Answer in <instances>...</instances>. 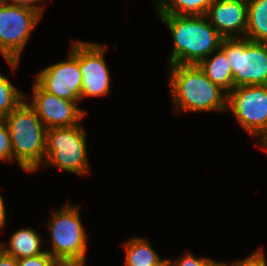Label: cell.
Masks as SVG:
<instances>
[{
    "label": "cell",
    "instance_id": "12",
    "mask_svg": "<svg viewBox=\"0 0 267 266\" xmlns=\"http://www.w3.org/2000/svg\"><path fill=\"white\" fill-rule=\"evenodd\" d=\"M205 16L223 38H238L242 34L245 37L247 1L213 0Z\"/></svg>",
    "mask_w": 267,
    "mask_h": 266
},
{
    "label": "cell",
    "instance_id": "15",
    "mask_svg": "<svg viewBox=\"0 0 267 266\" xmlns=\"http://www.w3.org/2000/svg\"><path fill=\"white\" fill-rule=\"evenodd\" d=\"M247 29L245 38L267 43V0L247 1Z\"/></svg>",
    "mask_w": 267,
    "mask_h": 266
},
{
    "label": "cell",
    "instance_id": "8",
    "mask_svg": "<svg viewBox=\"0 0 267 266\" xmlns=\"http://www.w3.org/2000/svg\"><path fill=\"white\" fill-rule=\"evenodd\" d=\"M231 110L245 131L252 136H260V143L265 139L267 136V85L235 87L228 93L227 111Z\"/></svg>",
    "mask_w": 267,
    "mask_h": 266
},
{
    "label": "cell",
    "instance_id": "14",
    "mask_svg": "<svg viewBox=\"0 0 267 266\" xmlns=\"http://www.w3.org/2000/svg\"><path fill=\"white\" fill-rule=\"evenodd\" d=\"M41 238V235L28 227L17 230L10 238L9 247L4 245V252L16 259L42 254L44 251L40 249Z\"/></svg>",
    "mask_w": 267,
    "mask_h": 266
},
{
    "label": "cell",
    "instance_id": "21",
    "mask_svg": "<svg viewBox=\"0 0 267 266\" xmlns=\"http://www.w3.org/2000/svg\"><path fill=\"white\" fill-rule=\"evenodd\" d=\"M211 261L209 258H196L188 253L174 262L172 261V266H208Z\"/></svg>",
    "mask_w": 267,
    "mask_h": 266
},
{
    "label": "cell",
    "instance_id": "29",
    "mask_svg": "<svg viewBox=\"0 0 267 266\" xmlns=\"http://www.w3.org/2000/svg\"><path fill=\"white\" fill-rule=\"evenodd\" d=\"M4 244L0 242V255L4 252Z\"/></svg>",
    "mask_w": 267,
    "mask_h": 266
},
{
    "label": "cell",
    "instance_id": "6",
    "mask_svg": "<svg viewBox=\"0 0 267 266\" xmlns=\"http://www.w3.org/2000/svg\"><path fill=\"white\" fill-rule=\"evenodd\" d=\"M220 48L229 60L234 87L267 85V43L224 38Z\"/></svg>",
    "mask_w": 267,
    "mask_h": 266
},
{
    "label": "cell",
    "instance_id": "25",
    "mask_svg": "<svg viewBox=\"0 0 267 266\" xmlns=\"http://www.w3.org/2000/svg\"><path fill=\"white\" fill-rule=\"evenodd\" d=\"M4 207L3 198L0 195V228H3L6 224V211Z\"/></svg>",
    "mask_w": 267,
    "mask_h": 266
},
{
    "label": "cell",
    "instance_id": "22",
    "mask_svg": "<svg viewBox=\"0 0 267 266\" xmlns=\"http://www.w3.org/2000/svg\"><path fill=\"white\" fill-rule=\"evenodd\" d=\"M232 266H267L265 261L264 252L259 249L251 256L241 261L234 262Z\"/></svg>",
    "mask_w": 267,
    "mask_h": 266
},
{
    "label": "cell",
    "instance_id": "9",
    "mask_svg": "<svg viewBox=\"0 0 267 266\" xmlns=\"http://www.w3.org/2000/svg\"><path fill=\"white\" fill-rule=\"evenodd\" d=\"M83 77L79 67V41H74L68 61H62L42 69L36 75V83L46 92L70 101L81 100Z\"/></svg>",
    "mask_w": 267,
    "mask_h": 266
},
{
    "label": "cell",
    "instance_id": "7",
    "mask_svg": "<svg viewBox=\"0 0 267 266\" xmlns=\"http://www.w3.org/2000/svg\"><path fill=\"white\" fill-rule=\"evenodd\" d=\"M41 17L33 9L0 1V52L13 71L20 63L21 53Z\"/></svg>",
    "mask_w": 267,
    "mask_h": 266
},
{
    "label": "cell",
    "instance_id": "10",
    "mask_svg": "<svg viewBox=\"0 0 267 266\" xmlns=\"http://www.w3.org/2000/svg\"><path fill=\"white\" fill-rule=\"evenodd\" d=\"M33 97L29 105L36 111L46 129L78 125L86 114L76 106L78 101H70L48 93L36 82L33 85Z\"/></svg>",
    "mask_w": 267,
    "mask_h": 266
},
{
    "label": "cell",
    "instance_id": "3",
    "mask_svg": "<svg viewBox=\"0 0 267 266\" xmlns=\"http://www.w3.org/2000/svg\"><path fill=\"white\" fill-rule=\"evenodd\" d=\"M3 119L9 130L13 159L23 170L35 171L45 161L46 127L25 100Z\"/></svg>",
    "mask_w": 267,
    "mask_h": 266
},
{
    "label": "cell",
    "instance_id": "28",
    "mask_svg": "<svg viewBox=\"0 0 267 266\" xmlns=\"http://www.w3.org/2000/svg\"><path fill=\"white\" fill-rule=\"evenodd\" d=\"M258 145H262V147H267V136L265 137L263 141H261V144H258Z\"/></svg>",
    "mask_w": 267,
    "mask_h": 266
},
{
    "label": "cell",
    "instance_id": "19",
    "mask_svg": "<svg viewBox=\"0 0 267 266\" xmlns=\"http://www.w3.org/2000/svg\"><path fill=\"white\" fill-rule=\"evenodd\" d=\"M0 160H13L11 138L8 127L3 118H0Z\"/></svg>",
    "mask_w": 267,
    "mask_h": 266
},
{
    "label": "cell",
    "instance_id": "13",
    "mask_svg": "<svg viewBox=\"0 0 267 266\" xmlns=\"http://www.w3.org/2000/svg\"><path fill=\"white\" fill-rule=\"evenodd\" d=\"M216 52L214 57L211 55L206 57L198 66L210 81L228 94L235 88L233 73L225 52L221 48Z\"/></svg>",
    "mask_w": 267,
    "mask_h": 266
},
{
    "label": "cell",
    "instance_id": "11",
    "mask_svg": "<svg viewBox=\"0 0 267 266\" xmlns=\"http://www.w3.org/2000/svg\"><path fill=\"white\" fill-rule=\"evenodd\" d=\"M105 47L79 41V67L83 82L81 98L103 96L109 93L110 74L104 60Z\"/></svg>",
    "mask_w": 267,
    "mask_h": 266
},
{
    "label": "cell",
    "instance_id": "18",
    "mask_svg": "<svg viewBox=\"0 0 267 266\" xmlns=\"http://www.w3.org/2000/svg\"><path fill=\"white\" fill-rule=\"evenodd\" d=\"M25 96L6 78L0 74V118L10 114L21 102Z\"/></svg>",
    "mask_w": 267,
    "mask_h": 266
},
{
    "label": "cell",
    "instance_id": "24",
    "mask_svg": "<svg viewBox=\"0 0 267 266\" xmlns=\"http://www.w3.org/2000/svg\"><path fill=\"white\" fill-rule=\"evenodd\" d=\"M0 266H18V261L12 255L3 252L0 255Z\"/></svg>",
    "mask_w": 267,
    "mask_h": 266
},
{
    "label": "cell",
    "instance_id": "1",
    "mask_svg": "<svg viewBox=\"0 0 267 266\" xmlns=\"http://www.w3.org/2000/svg\"><path fill=\"white\" fill-rule=\"evenodd\" d=\"M173 36L169 64L198 65L217 51L224 39L205 15L159 14Z\"/></svg>",
    "mask_w": 267,
    "mask_h": 266
},
{
    "label": "cell",
    "instance_id": "17",
    "mask_svg": "<svg viewBox=\"0 0 267 266\" xmlns=\"http://www.w3.org/2000/svg\"><path fill=\"white\" fill-rule=\"evenodd\" d=\"M158 0V14L171 15H205L213 0Z\"/></svg>",
    "mask_w": 267,
    "mask_h": 266
},
{
    "label": "cell",
    "instance_id": "4",
    "mask_svg": "<svg viewBox=\"0 0 267 266\" xmlns=\"http://www.w3.org/2000/svg\"><path fill=\"white\" fill-rule=\"evenodd\" d=\"M79 209L69 204L52 214L48 227L52 249L47 252L61 266H85L87 235L79 217Z\"/></svg>",
    "mask_w": 267,
    "mask_h": 266
},
{
    "label": "cell",
    "instance_id": "5",
    "mask_svg": "<svg viewBox=\"0 0 267 266\" xmlns=\"http://www.w3.org/2000/svg\"><path fill=\"white\" fill-rule=\"evenodd\" d=\"M80 123L72 127L46 129L44 159L50 165L74 174L89 171L87 138Z\"/></svg>",
    "mask_w": 267,
    "mask_h": 266
},
{
    "label": "cell",
    "instance_id": "23",
    "mask_svg": "<svg viewBox=\"0 0 267 266\" xmlns=\"http://www.w3.org/2000/svg\"><path fill=\"white\" fill-rule=\"evenodd\" d=\"M0 1L10 5H16L19 7L33 9L39 12L40 14H42V11L44 10L42 6L41 7L39 5L37 6V4L40 3L41 0H0Z\"/></svg>",
    "mask_w": 267,
    "mask_h": 266
},
{
    "label": "cell",
    "instance_id": "2",
    "mask_svg": "<svg viewBox=\"0 0 267 266\" xmlns=\"http://www.w3.org/2000/svg\"><path fill=\"white\" fill-rule=\"evenodd\" d=\"M170 68L169 84L177 110H227V92L210 81L198 65L174 64Z\"/></svg>",
    "mask_w": 267,
    "mask_h": 266
},
{
    "label": "cell",
    "instance_id": "16",
    "mask_svg": "<svg viewBox=\"0 0 267 266\" xmlns=\"http://www.w3.org/2000/svg\"><path fill=\"white\" fill-rule=\"evenodd\" d=\"M124 245L125 266H153L160 259L146 239L135 237Z\"/></svg>",
    "mask_w": 267,
    "mask_h": 266
},
{
    "label": "cell",
    "instance_id": "20",
    "mask_svg": "<svg viewBox=\"0 0 267 266\" xmlns=\"http://www.w3.org/2000/svg\"><path fill=\"white\" fill-rule=\"evenodd\" d=\"M18 266H61L48 252L31 256L27 258L17 259Z\"/></svg>",
    "mask_w": 267,
    "mask_h": 266
},
{
    "label": "cell",
    "instance_id": "27",
    "mask_svg": "<svg viewBox=\"0 0 267 266\" xmlns=\"http://www.w3.org/2000/svg\"><path fill=\"white\" fill-rule=\"evenodd\" d=\"M208 266H228V265H226V263H223V262H217V261H211L210 263H209V265Z\"/></svg>",
    "mask_w": 267,
    "mask_h": 266
},
{
    "label": "cell",
    "instance_id": "26",
    "mask_svg": "<svg viewBox=\"0 0 267 266\" xmlns=\"http://www.w3.org/2000/svg\"><path fill=\"white\" fill-rule=\"evenodd\" d=\"M153 266H172V262L170 259H159Z\"/></svg>",
    "mask_w": 267,
    "mask_h": 266
}]
</instances>
